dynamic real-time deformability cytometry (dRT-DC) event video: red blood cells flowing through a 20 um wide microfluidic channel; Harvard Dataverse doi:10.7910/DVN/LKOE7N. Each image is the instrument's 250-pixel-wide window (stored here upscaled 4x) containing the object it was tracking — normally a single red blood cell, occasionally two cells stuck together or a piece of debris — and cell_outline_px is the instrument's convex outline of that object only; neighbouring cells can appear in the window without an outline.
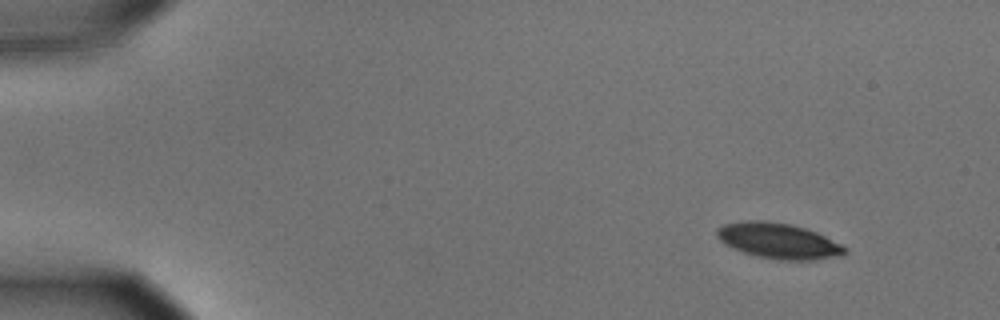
{"species": "common noctule bat (a hibernating species)", "species_latin": "Nyctalus noctula", "temperature_condition": "cold", "stored_images_in_passage": 52, "camera_frame_rate_fps": 3000, "um_per_image_px": 0.085, "animal": {"sex": "male", "body_mass_g": 15.6}, "frame": {"image": 1, "passage_image": 1, "time_ms": 0.0, "image_size_px": [1000, 320], "cell_outline_px": [[848, 252], [816, 260], [780, 260], [760, 256], [744, 252], [732, 248], [720, 240], [716, 236], [716, 228], [724, 224], [744, 220], [764, 220], [792, 224], [816, 232], [848, 248]], "centroid_in_image_um": [66.13, 20.45], "position_along_channel_um": 18.9, "area_um2": 26.3}}
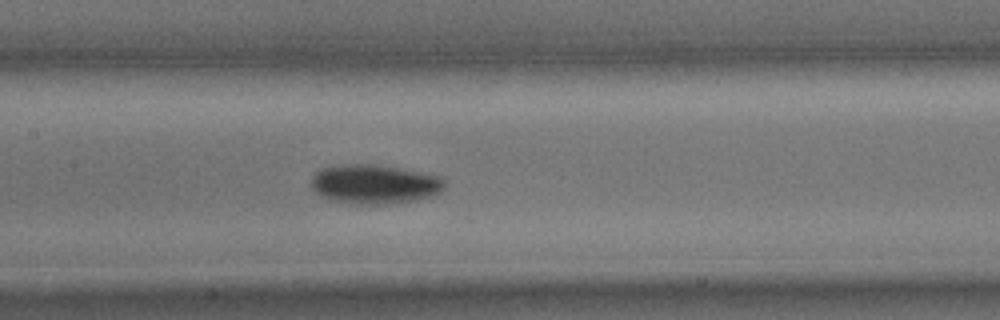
{"frame": {"image": 2, "passage_image": 23, "time_ms": 7.333, "image_size_px": [1000, 320], "cell_outline_px": [[444, 188], [440, 192], [432, 196], [412, 200], [388, 204], [348, 204], [328, 200], [320, 196], [312, 188], [312, 176], [320, 168], [344, 164], [372, 164], [400, 168], [440, 176], [444, 180]], "centroid_in_image_um": [31.79, 15.66], "position_along_channel_um": 175.6, "area_um2": 30.69}}
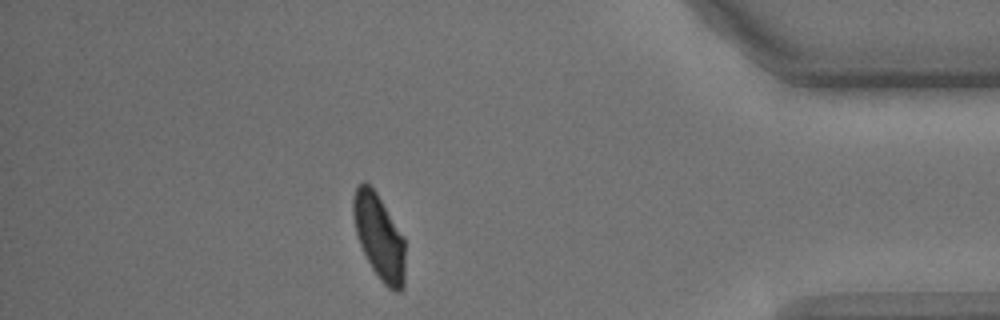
{"frame": {"image": 3, "passage_image": 45, "time_ms": 14.667, "image_size_px": [1000, 320], "cell_outline_px": [[404, 288], [400, 292], [396, 292], [388, 288], [380, 280], [372, 268], [360, 244], [356, 232], [352, 212], [352, 200], [356, 184], [364, 180], [376, 192], [404, 236]], "centroid_in_image_um": [32.22, 20.12], "position_along_channel_um": 403.0, "area_um2": 25.84}, "authors_computed_cell_mechanics": {"area_um2": 27.5995, "velocity_mm_per_s": 3.5815, "shape_relaxation_time_tau1_ms": 2.9356, "shape_relaxation_time_tau2_ms": 8.8529, "deformation_change_tau1": 0.1158, "deformation_change_tau2": 0.0929}}